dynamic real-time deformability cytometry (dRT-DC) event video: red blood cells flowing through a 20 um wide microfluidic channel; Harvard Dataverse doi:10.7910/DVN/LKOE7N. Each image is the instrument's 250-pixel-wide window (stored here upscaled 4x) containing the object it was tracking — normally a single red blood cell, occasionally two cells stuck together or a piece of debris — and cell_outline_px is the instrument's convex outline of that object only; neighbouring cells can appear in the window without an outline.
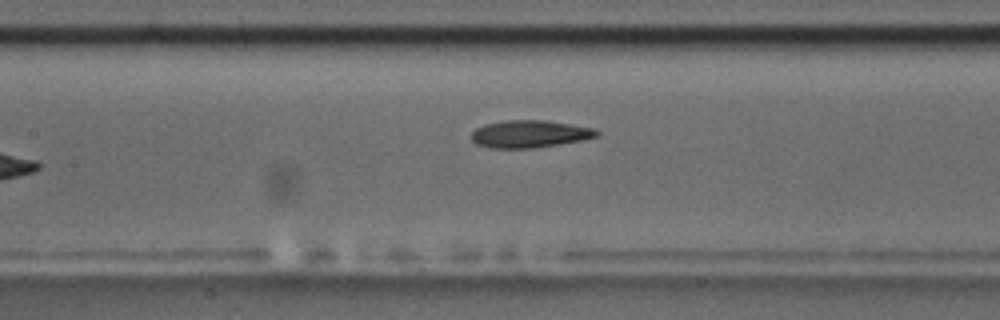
{"species": "common noctule bat (a hibernating species)", "species_latin": "Nyctalus noctula", "temperature_condition": "room temperature", "stored_images_in_passage": 9, "camera_frame_rate_fps": 3000, "um_per_image_px": 0.085, "animal": {"sex": "male", "body_mass_g": 17.5, "forearm_length_mm": 52.3}, "frame": {"image": 1, "passage_image": 8, "time_ms": 8.333, "image_size_px": [1000, 320], "cell_outline_px": [[600, 136], [584, 140], [560, 144], [532, 148], [488, 148], [476, 144], [472, 140], [472, 132], [476, 128], [484, 124], [504, 120], [544, 120], [596, 128], [600, 132]], "centroid_in_image_um": [45.05, 11.38], "position_along_channel_um": 162.3, "area_um2": 20.23}}